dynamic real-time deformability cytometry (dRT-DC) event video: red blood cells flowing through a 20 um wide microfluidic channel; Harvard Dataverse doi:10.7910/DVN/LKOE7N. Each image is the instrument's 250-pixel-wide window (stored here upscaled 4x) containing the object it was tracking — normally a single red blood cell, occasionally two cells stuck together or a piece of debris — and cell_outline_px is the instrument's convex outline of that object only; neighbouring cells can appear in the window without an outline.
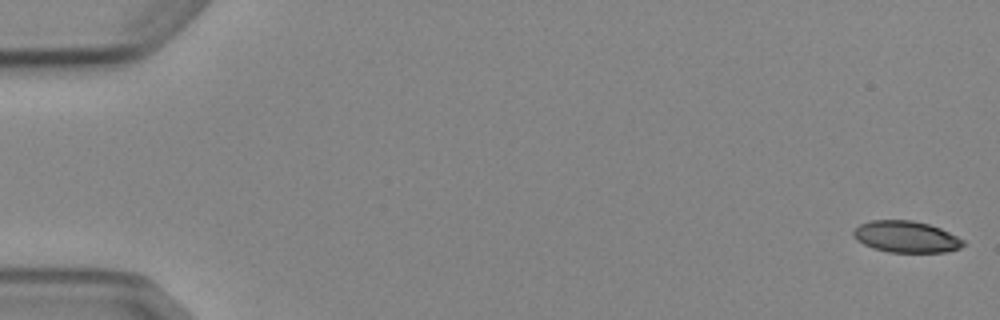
{"species": "Egyptian fruit bat (a non-hibernating species)", "species_latin": "Rousettus aegyptiacus", "temperature_condition": "cold", "stored_images_in_passage": 6, "camera_frame_rate_fps": 3000, "um_per_image_px": 0.085, "animal": {"sex": "female"}, "frame": {"image": 1, "passage_image": 1, "time_ms": 0.0, "image_size_px": [1000, 320], "cell_outline_px": [[964, 244], [960, 248], [948, 252], [888, 252], [872, 248], [856, 240], [852, 236], [852, 232], [860, 224], [872, 220], [912, 220], [928, 224], [940, 228], [964, 240]], "centroid_in_image_um": [77.0, 20.13], "position_along_channel_um": 8.0, "area_um2": 20.17}}
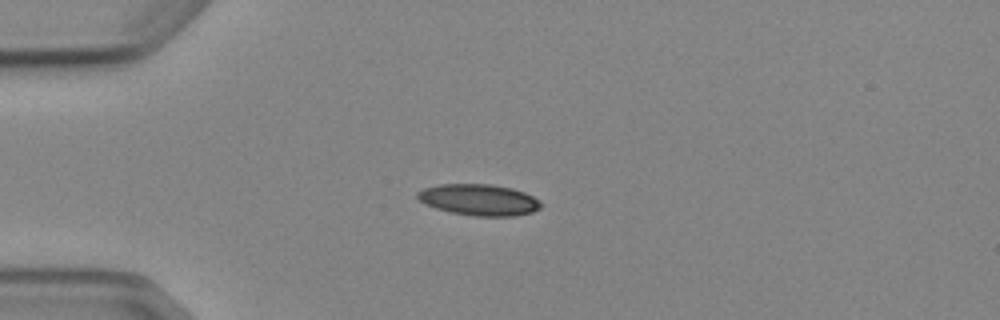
{"frame": {"image": 2, "passage_image": 4, "time_ms": 4.333, "image_size_px": [1000, 320], "cell_outline_px": [[544, 204], [540, 208], [532, 212], [516, 216], [476, 216], [452, 212], [436, 208], [424, 204], [416, 196], [416, 192], [424, 188], [440, 184], [492, 184], [512, 188], [524, 192], [540, 200]], "centroid_in_image_um": [40.74, 16.98], "position_along_channel_um": 44.3, "area_um2": 22.6}}
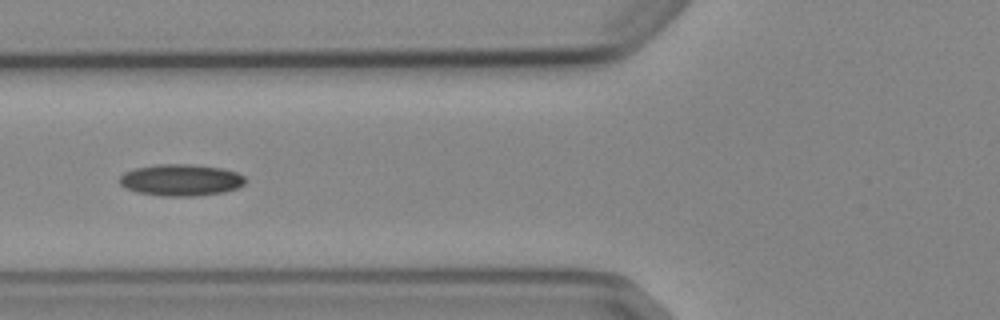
{"frame": {"image": 3, "passage_image": 6, "time_ms": 6.667, "image_size_px": [1000, 320], "cell_outline_px": [[248, 180], [244, 184], [236, 188], [224, 192], [196, 196], [160, 196], [136, 192], [124, 188], [120, 184], [120, 176], [124, 172], [136, 168], [156, 164], [188, 164], [224, 168], [236, 172], [244, 176]], "centroid_in_image_um": [15.38, 15.3], "position_along_channel_um": 110.4, "area_um2": 23.41}}